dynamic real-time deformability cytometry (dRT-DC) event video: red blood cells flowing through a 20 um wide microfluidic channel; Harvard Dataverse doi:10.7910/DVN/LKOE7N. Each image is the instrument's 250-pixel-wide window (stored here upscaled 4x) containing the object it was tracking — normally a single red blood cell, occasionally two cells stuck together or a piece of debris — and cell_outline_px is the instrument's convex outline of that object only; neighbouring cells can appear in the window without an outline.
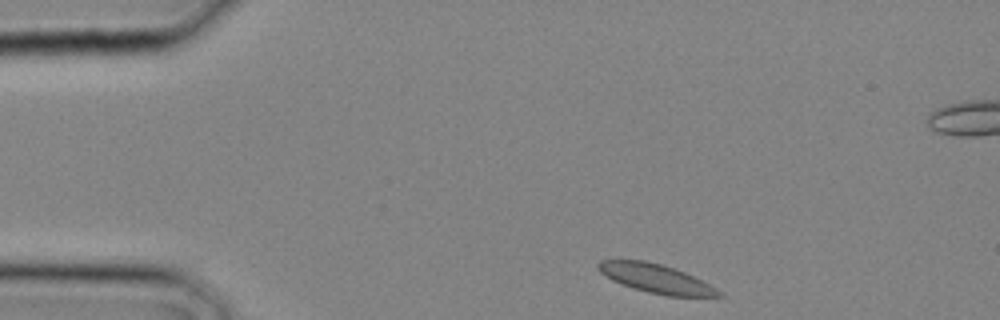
{"species": "common noctule bat (a hibernating species)", "species_latin": "Nyctalus noctula", "temperature_condition": "cold", "stored_images_in_passage": 24, "camera_frame_rate_fps": 3000, "um_per_image_px": 0.085, "animal": {"sex": "male", "body_mass_g": 20.4}, "frame": {"image": 1, "passage_image": 1, "time_ms": 0.0, "image_size_px": [1000, 320], "cell_outline_px": [[724, 296], [668, 296], [648, 292], [632, 288], [612, 280], [600, 272], [596, 268], [596, 264], [600, 260], [644, 260], [664, 264], [684, 272], [716, 288]], "centroid_in_image_um": [55.7, 23.66], "position_along_channel_um": 29.3, "area_um2": 20.11}}
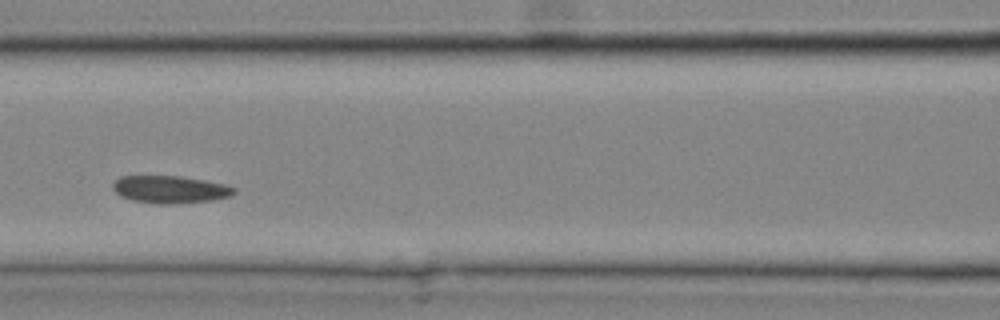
{"frame": {"image": 2, "passage_image": 9, "time_ms": 2.667, "image_size_px": [1000, 320], "cell_outline_px": [[236, 192], [232, 196], [212, 200], [172, 204], [156, 204], [132, 200], [120, 196], [112, 188], [112, 184], [120, 176], [180, 176], [204, 180], [224, 184], [236, 188]], "centroid_in_image_um": [14.46, 16.1], "position_along_channel_um": 152.1, "area_um2": 19.48}}
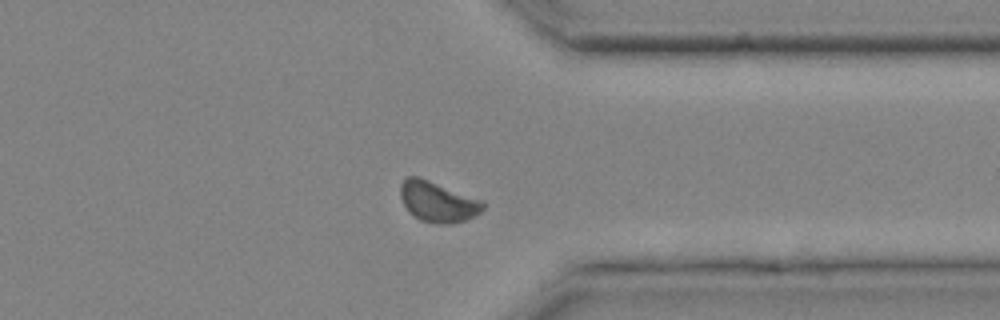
{"frame": {"image": 3, "passage_image": 19, "time_ms": 6.0, "image_size_px": [1000, 320], "cell_outline_px": [[484, 208], [480, 212], [464, 220], [452, 224], [436, 224], [420, 220], [404, 204], [400, 196], [400, 184], [408, 176], [416, 176], [484, 200]], "centroid_in_image_um": [37.23, 17.15], "position_along_channel_um": 374.2, "area_um2": 19.19}}